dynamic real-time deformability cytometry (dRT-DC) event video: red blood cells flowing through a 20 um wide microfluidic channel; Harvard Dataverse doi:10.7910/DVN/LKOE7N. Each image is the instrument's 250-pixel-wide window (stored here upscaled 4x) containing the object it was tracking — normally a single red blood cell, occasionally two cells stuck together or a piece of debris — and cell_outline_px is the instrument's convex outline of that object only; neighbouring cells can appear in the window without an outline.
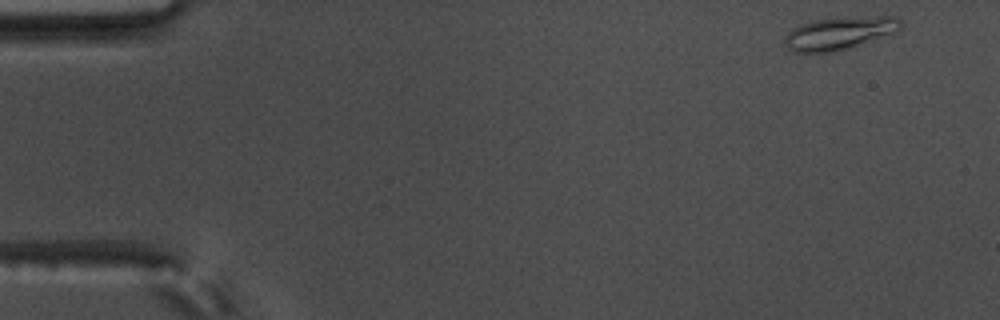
{"species": "common noctule bat (a hibernating species)", "species_latin": "Nyctalus noctula", "temperature_condition": "warm", "stored_images_in_passage": 55, "camera_frame_rate_fps": 3000, "um_per_image_px": 0.085, "animal": {"sex": "male", "body_mass_g": 17.5, "forearm_length_mm": 52.3}, "frame": {"image": 1, "passage_image": 1, "time_ms": 0.0, "image_size_px": [1000, 320], "cell_outline_px": [[904, 24], [896, 32], [872, 40], [844, 48], [828, 52], [792, 52], [784, 44], [784, 36], [792, 28], [800, 24], [816, 20], [860, 16], [896, 16]], "centroid_in_image_um": [71.34, 2.8], "position_along_channel_um": 13.7, "area_um2": 21.91}}
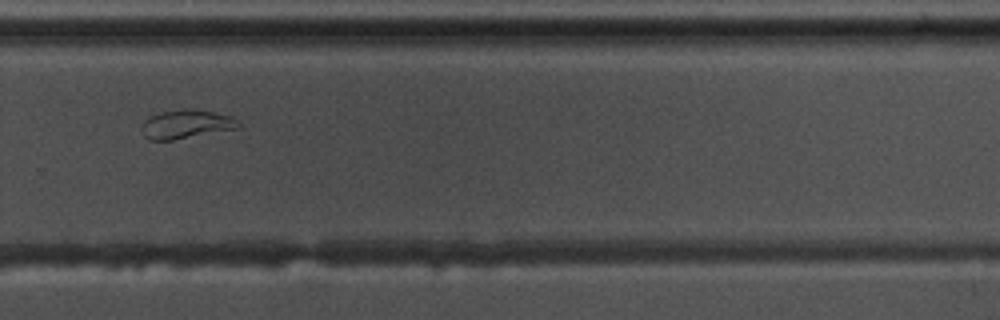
{"frame": {"image": 2, "passage_image": 37, "time_ms": 12.0, "image_size_px": [1000, 320], "cell_outline_px": [[240, 128], [172, 140], [148, 140], [144, 136], [140, 128], [144, 120], [160, 112], [184, 108], [212, 112], [228, 116], [236, 120], [240, 124]], "centroid_in_image_um": [15.77, 10.57], "position_along_channel_um": 314.0, "area_um2": 16.07}}
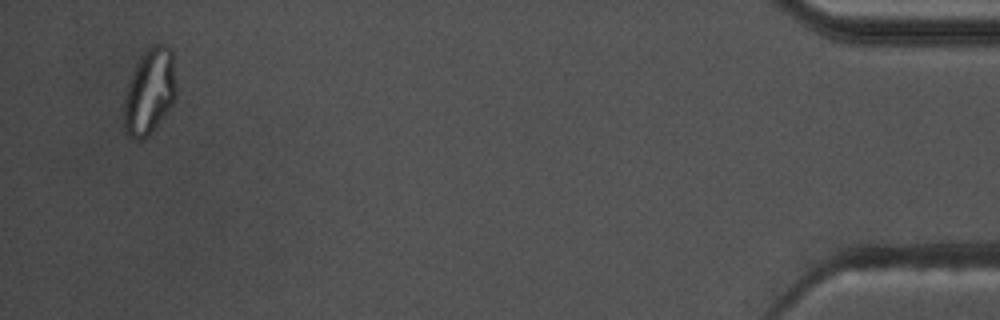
{"frame": {"image": 3, "passage_image": 53, "time_ms": 17.333, "image_size_px": [1000, 320], "cell_outline_px": [[176, 96], [172, 104], [148, 136], [144, 140], [136, 140], [128, 136], [124, 128], [124, 100], [128, 84], [136, 64], [140, 56], [152, 44], [164, 44], [172, 52], [176, 84]], "centroid_in_image_um": [12.71, 7.79], "position_along_channel_um": 422.5, "area_um2": 26.01}, "authors_computed_cell_mechanics": {"area_um2": 18.4382, "velocity_mm_per_s": 3.5355, "shape_relaxation_time_tau1_ms": null, "shape_relaxation_time_tau2_ms": 2.7164, "deformation_change_tau1": null, "deformation_change_tau2": 0.0878}}